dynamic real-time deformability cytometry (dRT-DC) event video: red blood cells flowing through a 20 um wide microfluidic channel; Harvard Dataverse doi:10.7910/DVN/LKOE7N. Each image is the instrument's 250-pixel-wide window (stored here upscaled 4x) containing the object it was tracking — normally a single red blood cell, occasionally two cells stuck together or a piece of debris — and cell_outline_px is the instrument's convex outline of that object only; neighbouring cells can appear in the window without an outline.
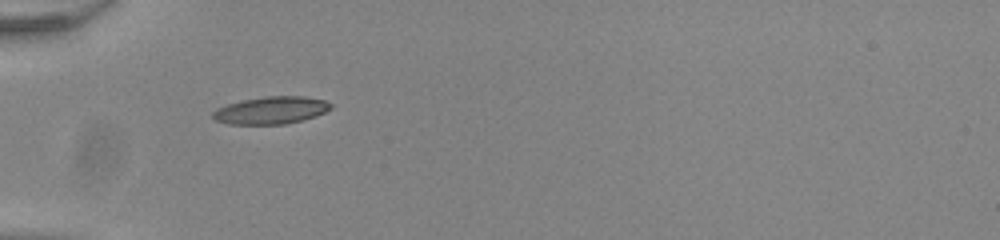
{"species": "common noctule bat (a hibernating species)", "species_latin": "Nyctalus noctula", "temperature_condition": "room temperature", "stored_images_in_passage": 36, "camera_frame_rate_fps": 3000, "um_per_image_px": 0.085, "animal": {"sex": "male", "body_mass_g": 20.0, "forearm_length_mm": 53.3}, "frame": {"image": 1, "passage_image": 1, "time_ms": 0.0, "image_size_px": [1000, 240], "cell_outline_px": [[332, 108], [316, 116], [284, 124], [228, 124], [216, 120], [212, 116], [212, 112], [216, 108], [228, 104], [244, 100], [264, 96], [304, 96], [324, 100], [332, 104]], "centroid_in_image_um": [23.03, 9.37], "position_along_channel_um": 62.0, "area_um2": 18.73}}
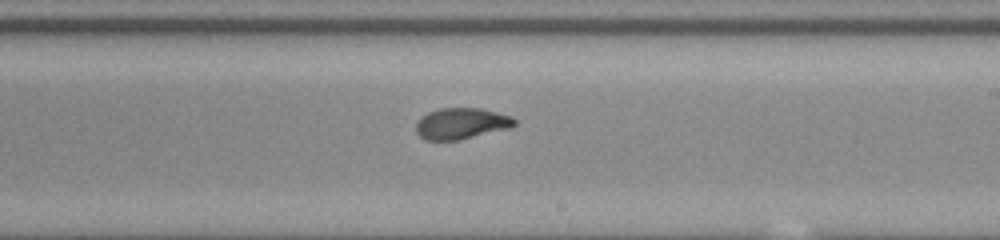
{"frame": {"image": 2, "passage_image": 16, "time_ms": 5.0, "image_size_px": [1000, 240], "cell_outline_px": [[516, 124], [512, 128], [460, 140], [424, 140], [416, 132], [416, 120], [420, 116], [428, 112], [440, 108], [480, 108], [512, 116], [516, 120]], "centroid_in_image_um": [39.21, 10.5], "position_along_channel_um": 249.8, "area_um2": 18.21}}
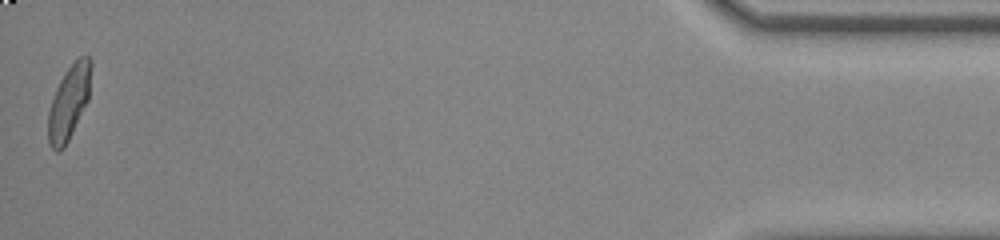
{"frame": {"image": 3, "passage_image": 36, "time_ms": 11.667, "image_size_px": [1000, 240], "cell_outline_px": [[92, 64], [88, 100], [64, 148], [60, 152], [56, 152], [52, 148], [48, 140], [48, 112], [56, 88], [64, 72], [80, 56], [88, 56], [92, 60]], "centroid_in_image_um": [5.86, 8.69], "position_along_channel_um": 429.3, "area_um2": 18.38}, "authors_computed_cell_mechanics": {"area_um2": 18.2359, "velocity_mm_per_s": 3.9037, "shape_relaxation_time_tau1_ms": 3.2965, "shape_relaxation_time_tau2_ms": 1.0997, "deformation_change_tau1": 0.1669, "deformation_change_tau2": 0.0708}}